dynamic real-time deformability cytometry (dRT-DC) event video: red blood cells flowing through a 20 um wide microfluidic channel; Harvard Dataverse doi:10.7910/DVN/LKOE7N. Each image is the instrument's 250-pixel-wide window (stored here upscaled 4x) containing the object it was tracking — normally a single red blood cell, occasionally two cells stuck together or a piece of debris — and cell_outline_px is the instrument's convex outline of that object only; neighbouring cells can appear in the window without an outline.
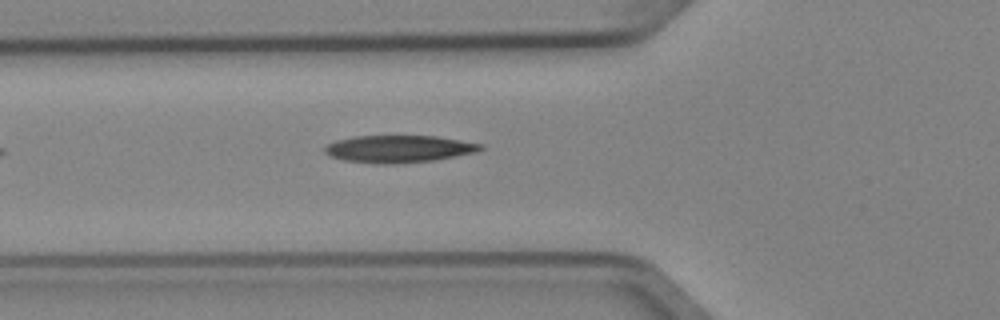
{"species": "Egyptian fruit bat (a non-hibernating species)", "species_latin": "Rousettus aegyptiacus", "temperature_condition": "cold", "stored_images_in_passage": 4, "camera_frame_rate_fps": 3000, "um_per_image_px": 0.085, "animal": {"sex": "female"}, "frame": {"image": 1, "passage_image": 4, "time_ms": 1.0, "image_size_px": [1000, 320], "cell_outline_px": [[484, 148], [476, 152], [456, 156], [432, 160], [392, 164], [376, 164], [344, 160], [332, 156], [324, 152], [324, 148], [328, 144], [336, 140], [356, 136], [436, 136], [484, 144]], "centroid_in_image_um": [33.91, 12.65], "position_along_channel_um": 91.9, "area_um2": 24.62}}